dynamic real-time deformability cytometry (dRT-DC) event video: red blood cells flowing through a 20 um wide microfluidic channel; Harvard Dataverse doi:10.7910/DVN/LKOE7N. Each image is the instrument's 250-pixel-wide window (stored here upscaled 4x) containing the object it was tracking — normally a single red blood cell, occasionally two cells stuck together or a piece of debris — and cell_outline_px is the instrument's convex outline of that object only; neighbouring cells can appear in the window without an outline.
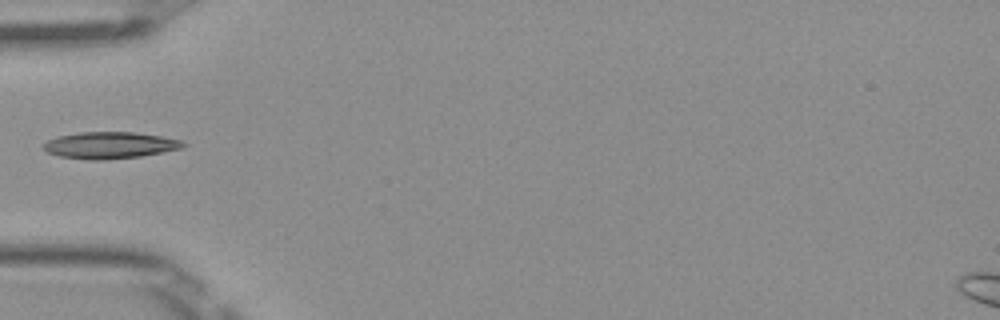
{"species": "Egyptian fruit bat (a non-hibernating species)", "species_latin": "Rousettus aegyptiacus", "temperature_condition": "room temperature", "stored_images_in_passage": 27, "camera_frame_rate_fps": 3000, "um_per_image_px": 0.085, "frame": {"image": 1, "passage_image": 1, "time_ms": 0.0, "image_size_px": [1000, 320], "cell_outline_px": [[188, 144], [184, 148], [140, 156], [104, 160], [92, 160], [60, 156], [48, 152], [44, 148], [44, 144], [48, 140], [56, 136], [80, 132], [136, 132], [160, 136], [180, 140]], "centroid_in_image_um": [9.36, 12.34], "position_along_channel_um": 75.6, "area_um2": 21.62}}